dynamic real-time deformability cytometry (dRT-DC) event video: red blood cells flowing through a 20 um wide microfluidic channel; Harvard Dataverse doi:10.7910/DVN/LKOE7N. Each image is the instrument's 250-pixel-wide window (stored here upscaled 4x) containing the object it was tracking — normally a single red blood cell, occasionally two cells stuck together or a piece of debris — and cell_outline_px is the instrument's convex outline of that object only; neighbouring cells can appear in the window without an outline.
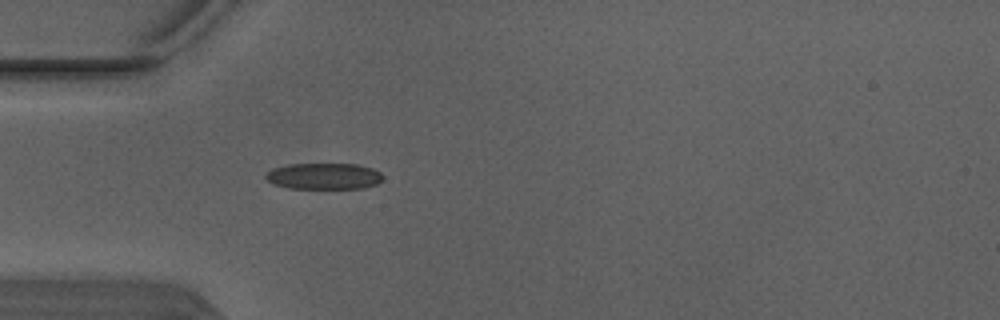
{"species": "Egyptian fruit bat (a non-hibernating species)", "species_latin": "Rousettus aegyptiacus", "temperature_condition": "warm", "stored_images_in_passage": 3, "camera_frame_rate_fps": 3000, "um_per_image_px": 0.085, "animal": {"sex": "male"}, "frame": {"image": 1, "passage_image": 3, "time_ms": 0.667, "image_size_px": [1000, 320], "cell_outline_px": [[384, 176], [376, 184], [364, 188], [288, 188], [272, 184], [264, 176], [272, 168], [288, 164], [356, 164], [372, 168], [380, 172]], "centroid_in_image_um": [27.51, 14.97], "position_along_channel_um": 57.5, "area_um2": 17.92}}